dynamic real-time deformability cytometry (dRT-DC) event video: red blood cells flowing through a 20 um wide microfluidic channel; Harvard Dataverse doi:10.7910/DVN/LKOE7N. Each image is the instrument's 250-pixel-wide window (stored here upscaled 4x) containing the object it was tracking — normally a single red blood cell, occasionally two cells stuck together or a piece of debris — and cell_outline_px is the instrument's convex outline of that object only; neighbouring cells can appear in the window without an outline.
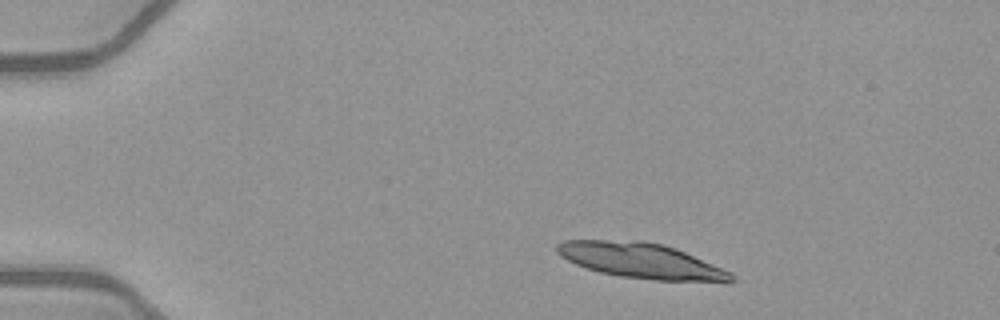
{"species": "common noctule bat (a hibernating species)", "species_latin": "Nyctalus noctula", "temperature_condition": "warm", "stored_images_in_passage": 15, "segment_of_instrument_passage": [1, 2], "camera_frame_rate_fps": 3000, "um_per_image_px": 0.085, "animal": {"sex": "female", "body_mass_g": 21.9}, "frame": {"image": 1, "passage_image": 1, "time_ms": 0.0, "image_size_px": [1000, 320], "cell_outline_px": [[736, 280], [732, 284], [656, 280], [620, 276], [600, 272], [576, 264], [560, 256], [556, 252], [556, 244], [564, 240], [640, 240], [664, 244], [676, 248], [732, 272], [736, 276]], "centroid_in_image_um": [54.62, 22.18], "position_along_channel_um": 30.4, "area_um2": 36.59}}